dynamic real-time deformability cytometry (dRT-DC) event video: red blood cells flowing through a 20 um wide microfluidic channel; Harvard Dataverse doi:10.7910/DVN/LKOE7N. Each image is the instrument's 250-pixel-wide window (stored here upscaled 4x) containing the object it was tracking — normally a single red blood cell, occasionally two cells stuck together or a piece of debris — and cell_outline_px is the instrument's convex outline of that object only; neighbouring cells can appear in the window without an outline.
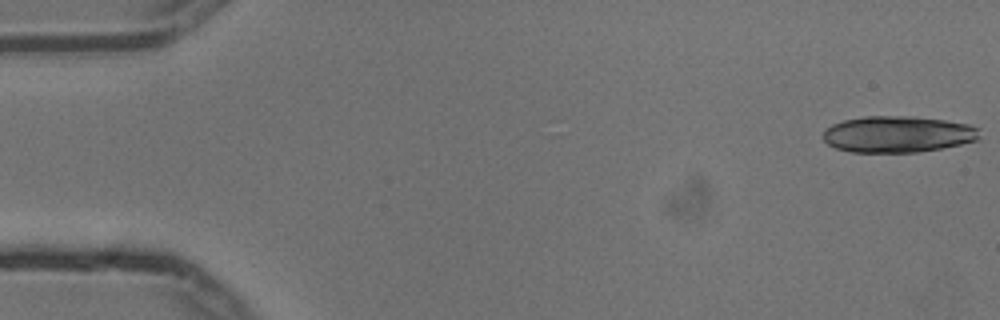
{"species": "common noctule bat (a hibernating species)", "species_latin": "Nyctalus noctula", "temperature_condition": "cold", "stored_images_in_passage": 18, "camera_frame_rate_fps": 3000, "um_per_image_px": 0.085, "animal": {"sex": "male", "body_mass_g": 13.3}, "frame": {"image": 1, "passage_image": 1, "time_ms": 0.0, "image_size_px": [1000, 320], "cell_outline_px": [[980, 140], [920, 152], [852, 152], [836, 148], [828, 144], [824, 140], [824, 132], [832, 124], [844, 120], [864, 116], [912, 116], [944, 120], [968, 124], [980, 128]], "centroid_in_image_um": [76.35, 11.41], "position_along_channel_um": 8.6, "area_um2": 33.23}}